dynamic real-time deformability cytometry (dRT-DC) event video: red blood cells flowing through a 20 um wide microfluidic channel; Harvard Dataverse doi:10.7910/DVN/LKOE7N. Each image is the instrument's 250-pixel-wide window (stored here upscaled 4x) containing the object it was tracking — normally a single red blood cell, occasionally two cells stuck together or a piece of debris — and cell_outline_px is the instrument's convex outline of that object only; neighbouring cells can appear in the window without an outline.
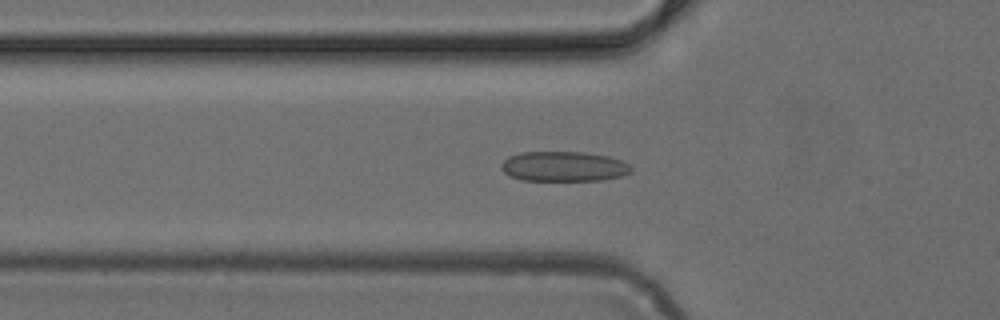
{"species": "common noctule bat (a hibernating species)", "species_latin": "Nyctalus noctula", "temperature_condition": "cold", "stored_images_in_passage": 50, "camera_frame_rate_fps": 3000, "um_per_image_px": 0.085, "animal": {"sex": "female", "body_mass_g": 24.6, "forearm_length_mm": 56.2}, "frame": {"image": 1, "passage_image": 17, "time_ms": 5.333, "image_size_px": [1000, 320], "cell_outline_px": [[632, 172], [620, 176], [600, 180], [520, 180], [504, 172], [500, 168], [500, 164], [508, 156], [520, 152], [584, 152], [608, 156], [620, 160], [628, 164], [632, 168]], "centroid_in_image_um": [47.89, 14.14], "position_along_channel_um": 77.9, "area_um2": 22.66}}
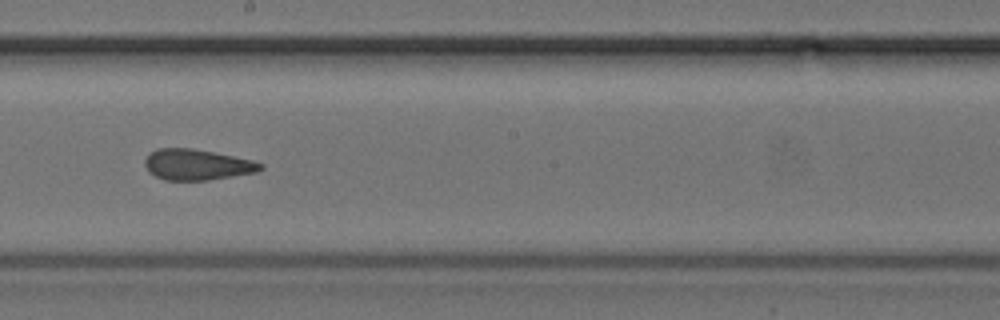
{"frame": {"image": 2, "passage_image": 28, "time_ms": 9.0, "image_size_px": [1000, 320], "cell_outline_px": [[264, 168], [256, 172], [208, 180], [164, 180], [148, 172], [144, 164], [144, 160], [148, 152], [156, 148], [192, 148], [252, 160], [264, 164]], "centroid_in_image_um": [16.69, 13.99], "position_along_channel_um": 231.5, "area_um2": 20.81}}
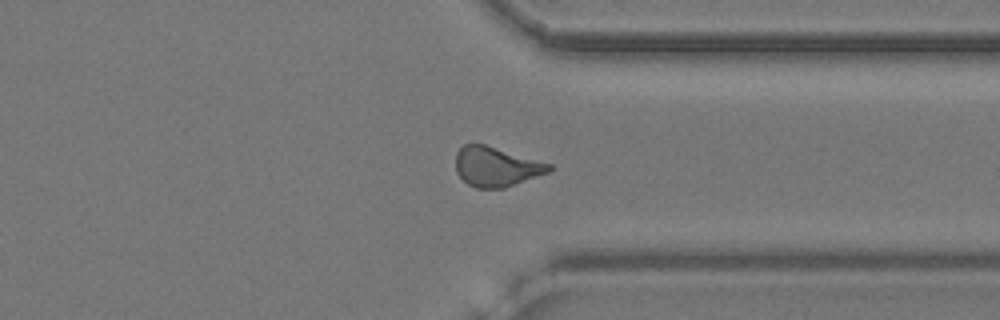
{"frame": {"image": 3, "passage_image": 38, "time_ms": 12.333, "image_size_px": [1000, 320], "cell_outline_px": [[552, 168], [548, 172], [504, 188], [476, 188], [468, 184], [456, 172], [456, 152], [464, 144], [484, 144], [552, 164]], "centroid_in_image_um": [42.16, 14.17], "position_along_channel_um": 369.2, "area_um2": 21.33}}